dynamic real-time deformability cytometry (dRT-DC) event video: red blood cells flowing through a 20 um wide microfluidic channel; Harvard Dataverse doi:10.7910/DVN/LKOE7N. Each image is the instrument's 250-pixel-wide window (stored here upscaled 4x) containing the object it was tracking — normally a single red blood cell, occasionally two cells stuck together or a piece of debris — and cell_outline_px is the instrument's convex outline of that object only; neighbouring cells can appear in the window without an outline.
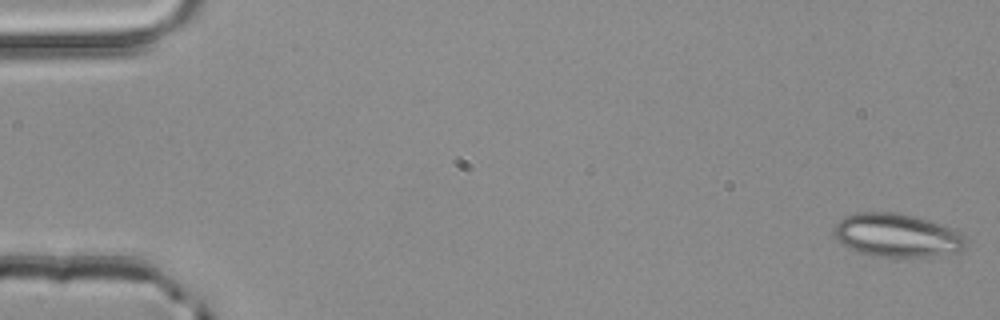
{"species": "common noctule bat (a hibernating species)", "species_latin": "Nyctalus noctula", "temperature_condition": "room temperature", "stored_images_in_passage": 5, "segment_of_instrument_passage": [1, 2], "camera_frame_rate_fps": 3000, "um_per_image_px": 0.085, "animal": {"sex": "male", "body_mass_g": 20.4}, "frame": {"image": 1, "passage_image": 1, "time_ms": 0.0, "image_size_px": [1000, 320], "cell_outline_px": [[968, 248], [960, 252], [928, 256], [872, 256], [856, 252], [844, 244], [832, 232], [836, 224], [844, 216], [856, 212], [896, 212], [916, 216], [952, 228], [960, 232], [968, 240]], "centroid_in_image_um": [76.29, 19.99], "position_along_channel_um": 8.7, "area_um2": 33.52}}